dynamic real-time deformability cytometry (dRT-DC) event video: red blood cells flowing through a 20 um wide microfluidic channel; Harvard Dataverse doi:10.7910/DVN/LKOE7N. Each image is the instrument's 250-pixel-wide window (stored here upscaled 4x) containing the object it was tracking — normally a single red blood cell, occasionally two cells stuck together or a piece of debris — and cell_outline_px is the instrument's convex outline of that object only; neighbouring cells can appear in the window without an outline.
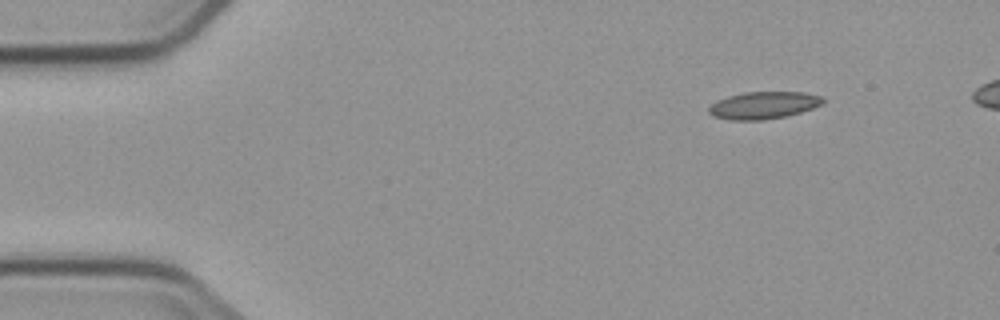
{"species": "common noctule bat (a hibernating species)", "species_latin": "Nyctalus noctula", "temperature_condition": "cold", "stored_images_in_passage": 4, "camera_frame_rate_fps": 3000, "um_per_image_px": 0.085, "animal": {"sex": "male", "body_mass_g": 23.1, "forearm_length_mm": 52.7}, "frame": {"image": 1, "passage_image": 1, "time_ms": 0.0, "image_size_px": [1000, 320], "cell_outline_px": [[824, 104], [800, 112], [784, 116], [764, 120], [728, 120], [712, 116], [708, 112], [708, 108], [716, 100], [728, 96], [744, 92], [804, 92], [824, 96]], "centroid_in_image_um": [64.9, 8.94], "position_along_channel_um": 20.1, "area_um2": 18.26}}